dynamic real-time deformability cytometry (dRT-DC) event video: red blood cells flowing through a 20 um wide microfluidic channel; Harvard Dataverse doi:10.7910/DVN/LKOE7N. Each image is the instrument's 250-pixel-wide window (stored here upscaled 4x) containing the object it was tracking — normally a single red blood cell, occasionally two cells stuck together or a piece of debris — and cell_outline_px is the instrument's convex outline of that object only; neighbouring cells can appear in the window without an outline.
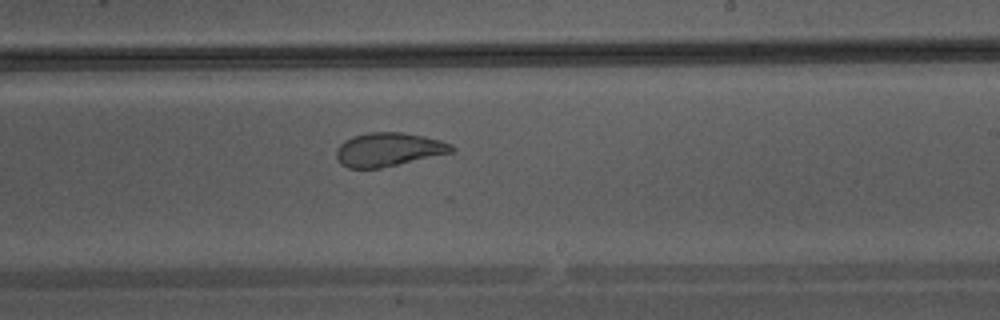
{"species": "Egyptian fruit bat (a non-hibernating species)", "species_latin": "Rousettus aegyptiacus", "temperature_condition": "warm", "stored_images_in_passage": 40, "camera_frame_rate_fps": 3000, "um_per_image_px": 0.085, "animal": {"sex": "male"}, "frame": {"image": 1, "passage_image": 23, "time_ms": 7.333, "image_size_px": [1000, 320], "cell_outline_px": [[456, 148], [452, 152], [380, 168], [348, 168], [340, 164], [336, 160], [336, 148], [344, 140], [352, 136], [368, 132], [404, 132], [424, 136], [440, 140], [452, 144]], "centroid_in_image_um": [32.98, 12.7], "position_along_channel_um": 256.0, "area_um2": 22.72}}